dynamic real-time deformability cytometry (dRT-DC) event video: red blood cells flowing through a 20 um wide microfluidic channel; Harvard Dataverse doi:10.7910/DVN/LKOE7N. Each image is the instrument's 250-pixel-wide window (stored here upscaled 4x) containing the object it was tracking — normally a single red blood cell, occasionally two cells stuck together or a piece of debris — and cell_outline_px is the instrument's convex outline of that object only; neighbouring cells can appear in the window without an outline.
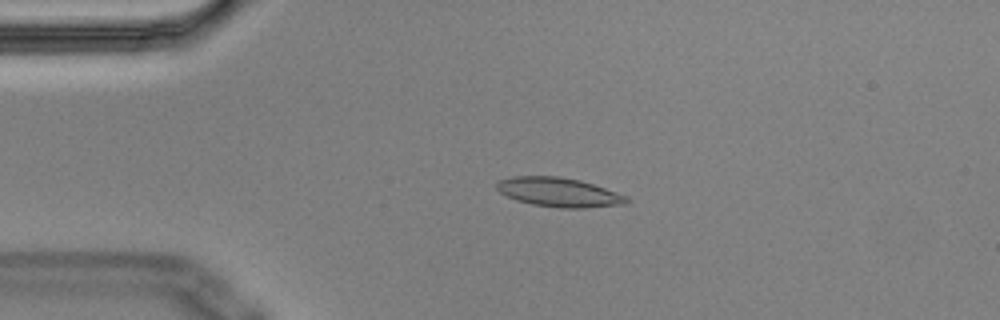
{"species": "Egyptian fruit bat (a non-hibernating species)", "species_latin": "Rousettus aegyptiacus", "temperature_condition": "cold", "stored_images_in_passage": 5, "camera_frame_rate_fps": 3000, "um_per_image_px": 0.085, "animal": {"sex": "male"}, "frame": {"image": 1, "passage_image": 4, "time_ms": 1.0, "image_size_px": [1000, 320], "cell_outline_px": [[632, 200], [628, 204], [584, 208], [560, 208], [532, 204], [516, 200], [500, 192], [496, 188], [496, 184], [500, 180], [512, 176], [560, 176], [580, 180], [628, 196]], "centroid_in_image_um": [47.54, 16.34], "position_along_channel_um": 37.5, "area_um2": 22.2}}